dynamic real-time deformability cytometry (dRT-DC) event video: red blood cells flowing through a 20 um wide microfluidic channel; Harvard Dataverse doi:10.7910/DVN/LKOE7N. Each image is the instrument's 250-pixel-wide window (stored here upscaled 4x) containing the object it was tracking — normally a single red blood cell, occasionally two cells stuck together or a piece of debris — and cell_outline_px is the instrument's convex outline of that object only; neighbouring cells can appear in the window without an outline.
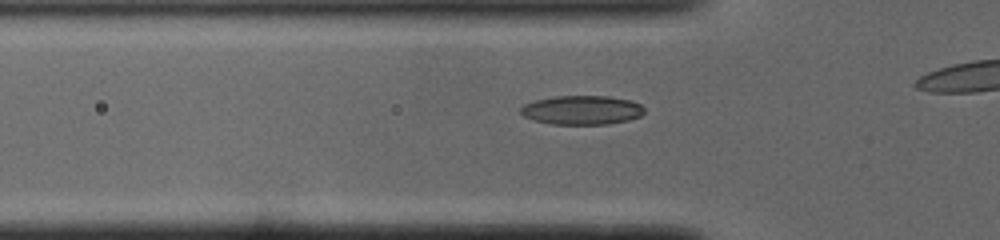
{"species": "common noctule bat (a hibernating species)", "species_latin": "Nyctalus noctula", "temperature_condition": "cold", "stored_images_in_passage": 40, "camera_frame_rate_fps": 3000, "um_per_image_px": 0.085, "animal": {"sex": "male", "body_mass_g": 19.0, "forearm_length_mm": 50.8}, "frame": {"image": 1, "passage_image": 16, "time_ms": 5.0, "image_size_px": [1000, 240], "cell_outline_px": [[644, 112], [640, 116], [628, 120], [608, 124], [552, 124], [536, 120], [524, 116], [520, 112], [520, 108], [524, 104], [536, 100], [556, 96], [608, 96], [628, 100], [640, 104], [644, 108]], "centroid_in_image_um": [49.46, 9.35], "position_along_channel_um": 76.3, "area_um2": 20.75}}
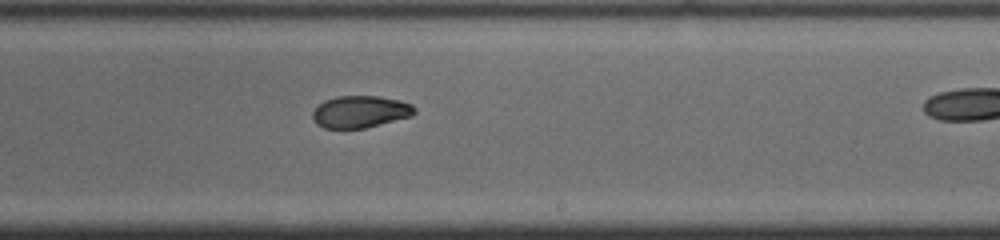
{"frame": {"image": 2, "passage_image": 30, "time_ms": 9.667, "image_size_px": [1000, 240], "cell_outline_px": [[416, 112], [412, 116], [364, 128], [324, 128], [316, 124], [312, 116], [312, 112], [324, 100], [336, 96], [380, 96], [400, 100], [412, 104], [416, 108]], "centroid_in_image_um": [30.64, 9.49], "position_along_channel_um": 258.4, "area_um2": 19.07}}
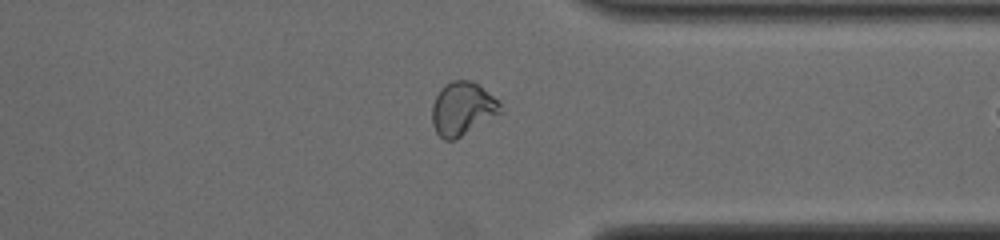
{"frame": {"image": 3, "passage_image": 39, "time_ms": 12.667, "image_size_px": [1000, 240], "cell_outline_px": [[500, 112], [460, 136], [452, 140], [444, 140], [436, 132], [432, 124], [432, 104], [436, 96], [444, 84], [452, 80], [468, 80], [476, 84], [500, 100]], "centroid_in_image_um": [39.26, 9.22], "position_along_channel_um": 372.1, "area_um2": 20.69}}